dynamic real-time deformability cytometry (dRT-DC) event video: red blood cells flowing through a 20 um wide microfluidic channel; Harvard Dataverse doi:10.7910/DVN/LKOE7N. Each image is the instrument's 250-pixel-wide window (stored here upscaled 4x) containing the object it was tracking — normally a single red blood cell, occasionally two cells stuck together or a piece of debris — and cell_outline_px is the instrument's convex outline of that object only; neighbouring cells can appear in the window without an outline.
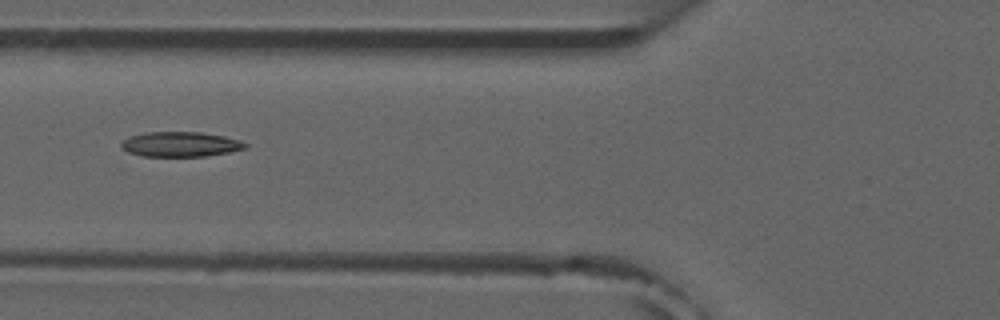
{"species": "common noctule bat (a hibernating species)", "species_latin": "Nyctalus noctula", "temperature_condition": "room temperature", "stored_images_in_passage": 8, "camera_frame_rate_fps": 3000, "um_per_image_px": 0.085, "animal": {"sex": "male", "forearm_length_mm": 52.5}, "frame": {"image": 1, "passage_image": 6, "time_ms": 5.667, "image_size_px": [1000, 320], "cell_outline_px": [[248, 148], [228, 152], [204, 156], [144, 156], [128, 152], [120, 148], [120, 144], [128, 136], [144, 132], [200, 132], [224, 136], [240, 140], [248, 144]], "centroid_in_image_um": [15.32, 12.25], "position_along_channel_um": 110.5, "area_um2": 18.09}}
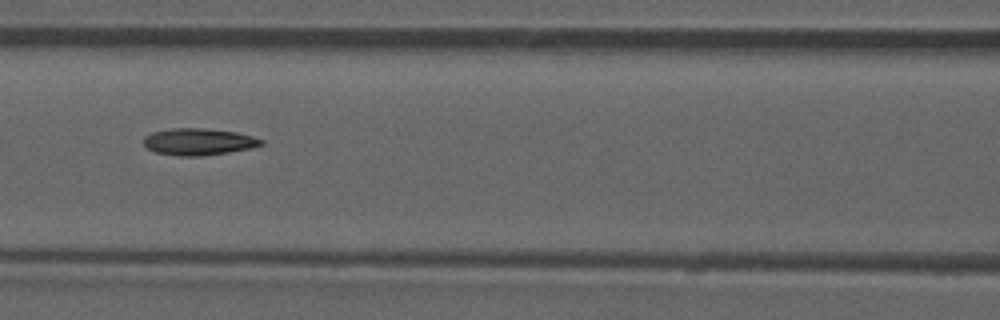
{"frame": {"image": 2, "passage_image": 7, "time_ms": 6.667, "image_size_px": [1000, 320], "cell_outline_px": [[264, 144], [252, 148], [204, 156], [176, 156], [156, 152], [148, 148], [144, 144], [144, 136], [152, 132], [172, 128], [204, 128], [236, 132], [252, 136], [264, 140]], "centroid_in_image_um": [16.89, 12.05], "position_along_channel_um": 149.7, "area_um2": 18.44}}